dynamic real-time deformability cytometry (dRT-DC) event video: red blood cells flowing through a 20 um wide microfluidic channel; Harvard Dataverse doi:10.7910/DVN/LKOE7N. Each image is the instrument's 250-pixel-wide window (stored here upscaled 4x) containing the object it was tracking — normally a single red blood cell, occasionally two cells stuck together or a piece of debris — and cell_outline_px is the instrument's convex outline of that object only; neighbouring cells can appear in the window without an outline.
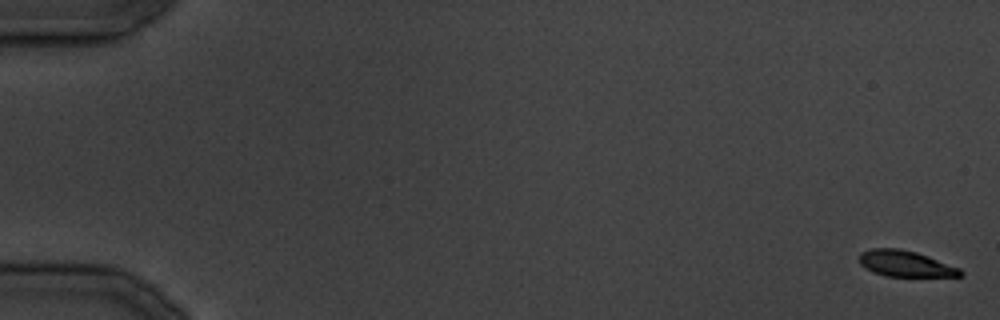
{"species": "common noctule bat (a hibernating species)", "species_latin": "Nyctalus noctula", "temperature_condition": "cold", "stored_images_in_passage": 28, "camera_frame_rate_fps": 3000, "um_per_image_px": 0.085, "animal": {"sex": "male", "body_mass_g": 19.5, "forearm_length_mm": 54.6}, "frame": {"image": 1, "passage_image": 1, "time_ms": 0.0, "image_size_px": [1000, 320], "cell_outline_px": [[964, 276], [884, 276], [872, 272], [860, 264], [860, 252], [872, 248], [900, 248], [916, 252], [960, 268], [964, 272]], "centroid_in_image_um": [76.95, 22.41], "position_along_channel_um": 8.0, "area_um2": 15.32}}
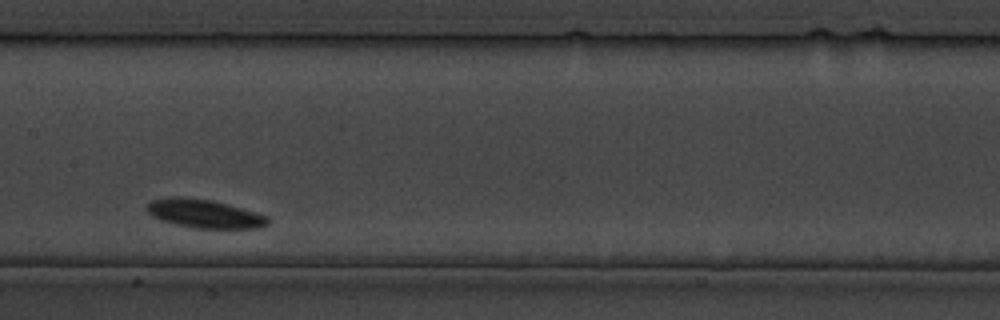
{"frame": {"image": 2, "passage_image": 15, "time_ms": 17.0, "image_size_px": [1000, 320], "cell_outline_px": [[272, 220], [268, 224], [260, 228], [192, 228], [160, 220], [152, 216], [144, 208], [152, 200], [180, 196], [184, 196], [212, 200], [228, 204], [268, 216]], "centroid_in_image_um": [17.39, 18.16], "position_along_channel_um": 190.0, "area_um2": 20.23}}
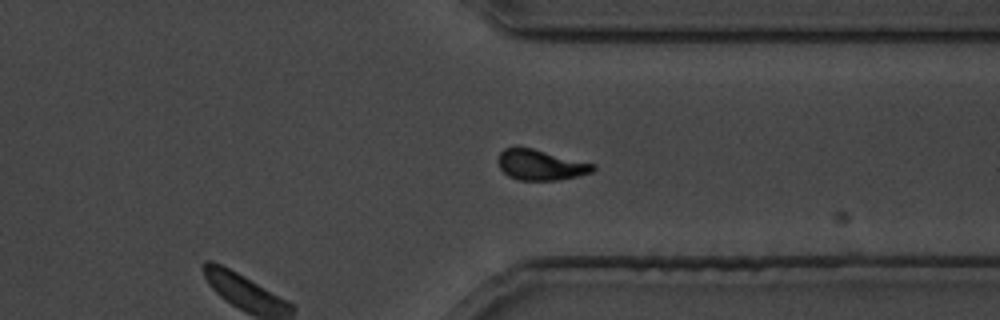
{"frame": {"image": 3, "passage_image": 28, "time_ms": 33.0, "image_size_px": [1000, 320], "cell_outline_px": [[596, 168], [592, 172], [576, 176], [556, 180], [520, 180], [508, 176], [500, 168], [500, 152], [504, 148], [532, 148], [596, 164]], "centroid_in_image_um": [45.99, 14.02], "position_along_channel_um": 365.4, "area_um2": 16.53}}